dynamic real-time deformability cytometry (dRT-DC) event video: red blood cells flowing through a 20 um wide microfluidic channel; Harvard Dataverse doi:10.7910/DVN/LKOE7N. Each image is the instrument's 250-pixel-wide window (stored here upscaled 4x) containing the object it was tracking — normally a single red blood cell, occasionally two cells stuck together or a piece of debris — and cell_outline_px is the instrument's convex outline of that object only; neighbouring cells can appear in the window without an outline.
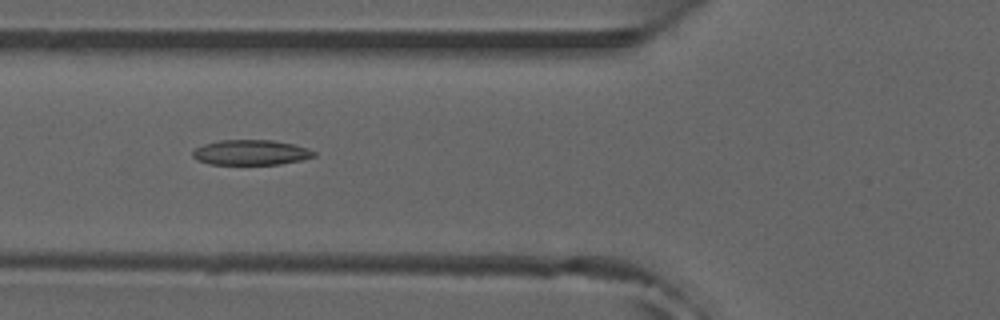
{"species": "common noctule bat (a hibernating species)", "species_latin": "Nyctalus noctula", "temperature_condition": "room temperature", "stored_images_in_passage": 38, "camera_frame_rate_fps": 3000, "um_per_image_px": 0.085, "animal": {"sex": "male", "forearm_length_mm": 52.5}, "frame": {"image": 1, "passage_image": 6, "time_ms": 1.667, "image_size_px": [1000, 320], "cell_outline_px": [[316, 156], [304, 160], [280, 164], [208, 164], [196, 160], [192, 156], [192, 152], [196, 148], [204, 144], [220, 140], [272, 140], [292, 144], [308, 148], [316, 152]], "centroid_in_image_um": [21.34, 12.96], "position_along_channel_um": 104.5, "area_um2": 17.86}, "authors_computed_cell_mechanics": {"area_um2": 17.5712, "velocity_mm_per_s": 3.9671, "shape_relaxation_time_tau1_ms": null, "shape_relaxation_time_tau2_ms": 4.5027, "deformation_change_tau1": null, "deformation_change_tau2": 0.1338}}